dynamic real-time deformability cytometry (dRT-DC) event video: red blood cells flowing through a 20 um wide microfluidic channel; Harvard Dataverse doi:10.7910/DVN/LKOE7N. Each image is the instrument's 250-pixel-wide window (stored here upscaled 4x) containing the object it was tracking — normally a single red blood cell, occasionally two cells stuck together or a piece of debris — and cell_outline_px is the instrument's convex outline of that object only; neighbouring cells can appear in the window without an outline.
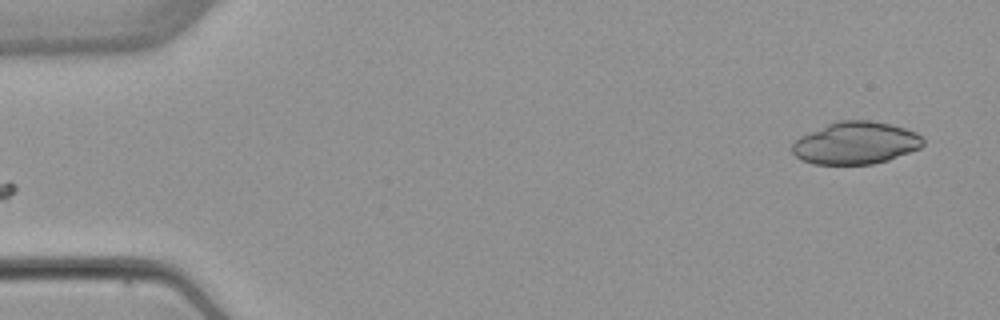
{"species": "common noctule bat (a hibernating species)", "species_latin": "Nyctalus noctula", "temperature_condition": "warm", "stored_images_in_passage": 2, "camera_frame_rate_fps": 3000, "um_per_image_px": 0.085, "animal": {"sex": "female", "body_mass_g": 22.7, "forearm_length_mm": 54.2}, "frame": {"image": 1, "passage_image": 2, "time_ms": 2.0, "image_size_px": [1000, 320], "cell_outline_px": [[924, 144], [920, 148], [888, 160], [872, 164], [812, 164], [800, 160], [792, 152], [792, 144], [800, 136], [808, 132], [836, 120], [872, 120], [904, 128], [916, 132], [924, 140]], "centroid_in_image_um": [72.71, 12.15], "position_along_channel_um": 12.3, "area_um2": 32.37}}